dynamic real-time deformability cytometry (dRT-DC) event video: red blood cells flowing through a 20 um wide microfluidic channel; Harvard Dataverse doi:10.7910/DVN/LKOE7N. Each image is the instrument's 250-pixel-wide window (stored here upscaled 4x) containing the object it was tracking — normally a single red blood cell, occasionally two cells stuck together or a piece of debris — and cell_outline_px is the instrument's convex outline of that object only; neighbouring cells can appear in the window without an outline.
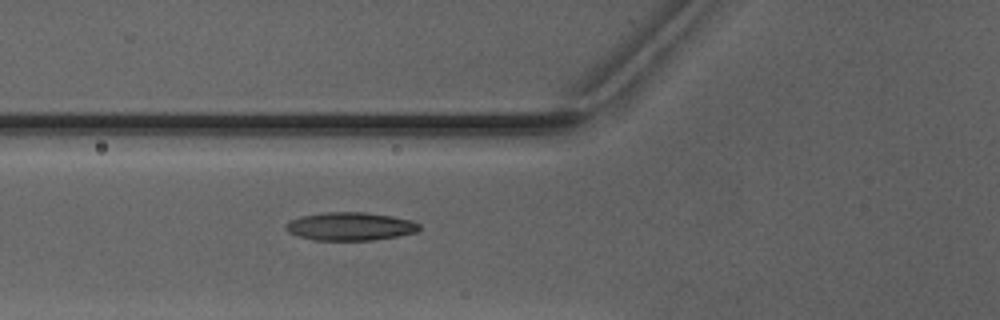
{"species": "Egyptian fruit bat (a non-hibernating species)", "species_latin": "Rousettus aegyptiacus", "temperature_condition": "warm", "stored_images_in_passage": 4, "camera_frame_rate_fps": 3000, "um_per_image_px": 0.085, "animal": {"sex": "male"}, "frame": {"image": 1, "passage_image": 4, "time_ms": 3.667, "image_size_px": [1000, 320], "cell_outline_px": [[420, 228], [416, 232], [396, 236], [372, 240], [316, 240], [296, 236], [288, 232], [284, 228], [284, 224], [300, 216], [328, 212], [364, 212], [392, 216], [412, 220], [420, 224]], "centroid_in_image_um": [29.75, 19.24], "position_along_channel_um": 96.1, "area_um2": 21.91}}